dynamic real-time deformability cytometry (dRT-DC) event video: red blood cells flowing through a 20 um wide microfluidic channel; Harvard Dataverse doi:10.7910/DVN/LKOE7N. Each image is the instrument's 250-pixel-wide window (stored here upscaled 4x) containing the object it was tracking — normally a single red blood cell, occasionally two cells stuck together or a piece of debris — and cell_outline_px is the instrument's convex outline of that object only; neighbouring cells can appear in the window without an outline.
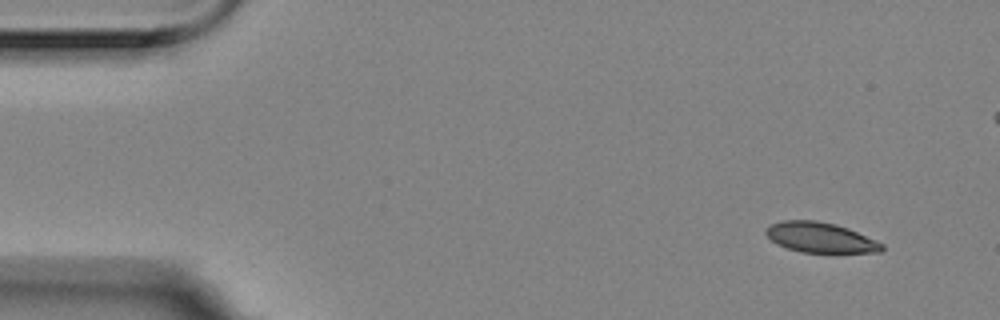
{"species": "Egyptian fruit bat (a non-hibernating species)", "species_latin": "Rousettus aegyptiacus", "temperature_condition": "room temperature", "stored_images_in_passage": 5, "camera_frame_rate_fps": 3000, "um_per_image_px": 0.085, "animal": {"sex": "female"}, "frame": {"image": 1, "passage_image": 1, "time_ms": 0.0, "image_size_px": [1000, 320], "cell_outline_px": [[884, 248], [880, 252], [804, 252], [788, 248], [772, 240], [764, 232], [772, 224], [784, 220], [816, 220], [836, 224], [848, 228], [884, 244]], "centroid_in_image_um": [69.76, 20.18], "position_along_channel_um": 15.2, "area_um2": 20.0}}